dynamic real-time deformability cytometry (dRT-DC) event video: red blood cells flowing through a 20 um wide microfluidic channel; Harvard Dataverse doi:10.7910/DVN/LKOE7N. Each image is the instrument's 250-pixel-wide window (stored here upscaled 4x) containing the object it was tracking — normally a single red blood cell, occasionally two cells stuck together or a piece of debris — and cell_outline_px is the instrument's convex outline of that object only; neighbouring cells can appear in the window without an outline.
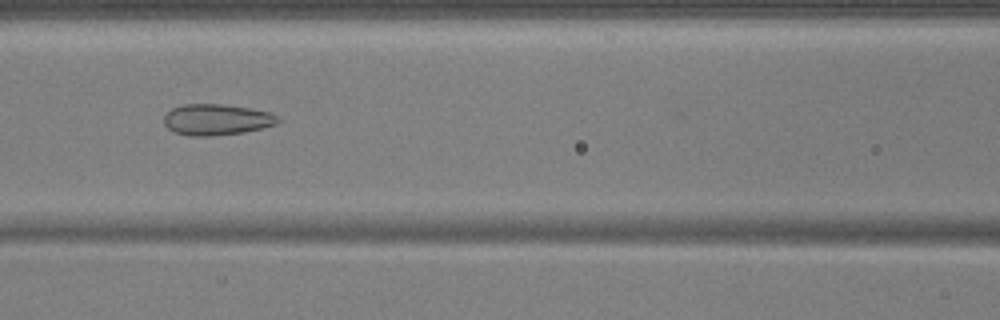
{"species": "common noctule bat (a hibernating species)", "species_latin": "Nyctalus noctula", "temperature_condition": "warm", "stored_images_in_passage": 53, "segment_of_instrument_passage": [1, 2], "camera_frame_rate_fps": 3000, "um_per_image_px": 0.085, "animal": {"sex": "male", "body_mass_g": 17.9, "forearm_length_mm": 54.2}, "frame": {"image": 1, "passage_image": 23, "time_ms": 7.333, "image_size_px": [1000, 320], "cell_outline_px": [[280, 120], [276, 124], [244, 132], [212, 136], [192, 136], [172, 132], [164, 124], [164, 116], [172, 108], [184, 104], [224, 104], [272, 112]], "centroid_in_image_um": [18.39, 10.17], "position_along_channel_um": 148.2, "area_um2": 20.63}}
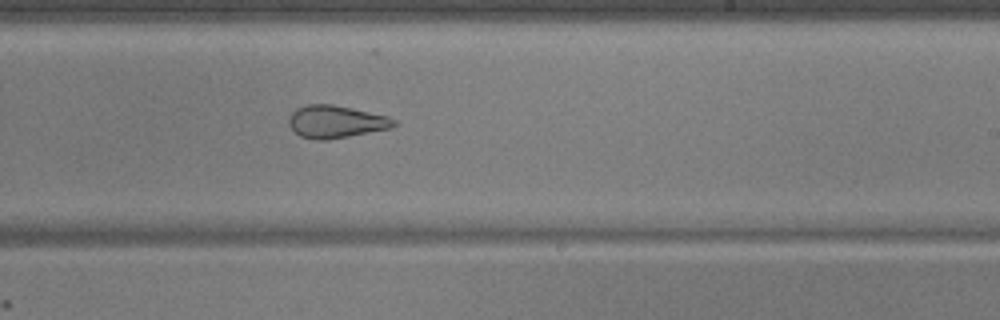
{"frame": {"image": 2, "passage_image": 32, "time_ms": 10.333, "image_size_px": [1000, 320], "cell_outline_px": [[396, 124], [392, 128], [348, 136], [324, 140], [312, 140], [300, 136], [288, 124], [288, 116], [296, 108], [304, 104], [332, 104], [352, 108], [388, 116], [396, 120]], "centroid_in_image_um": [28.52, 10.33], "position_along_channel_um": 260.5, "area_um2": 20.0}}
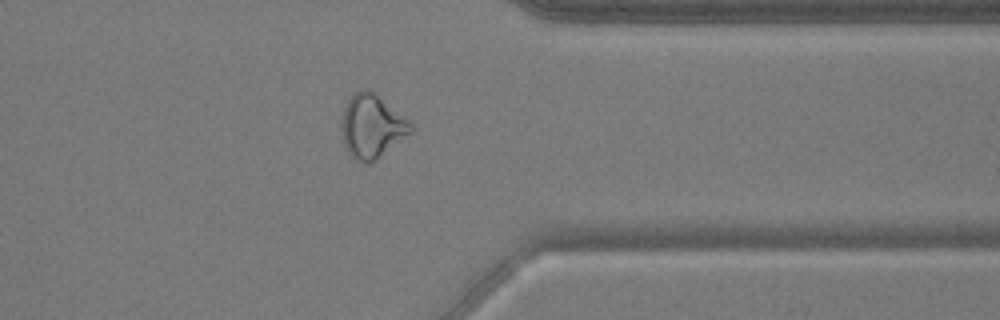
{"frame": {"image": 3, "passage_image": 42, "time_ms": 13.667, "image_size_px": [1000, 320], "cell_outline_px": [[416, 128], [412, 132], [372, 164], [368, 164], [356, 160], [348, 152], [344, 144], [344, 108], [348, 100], [360, 88], [368, 88], [412, 120]], "centroid_in_image_um": [31.7, 10.74], "position_along_channel_um": 379.7, "area_um2": 25.72}}